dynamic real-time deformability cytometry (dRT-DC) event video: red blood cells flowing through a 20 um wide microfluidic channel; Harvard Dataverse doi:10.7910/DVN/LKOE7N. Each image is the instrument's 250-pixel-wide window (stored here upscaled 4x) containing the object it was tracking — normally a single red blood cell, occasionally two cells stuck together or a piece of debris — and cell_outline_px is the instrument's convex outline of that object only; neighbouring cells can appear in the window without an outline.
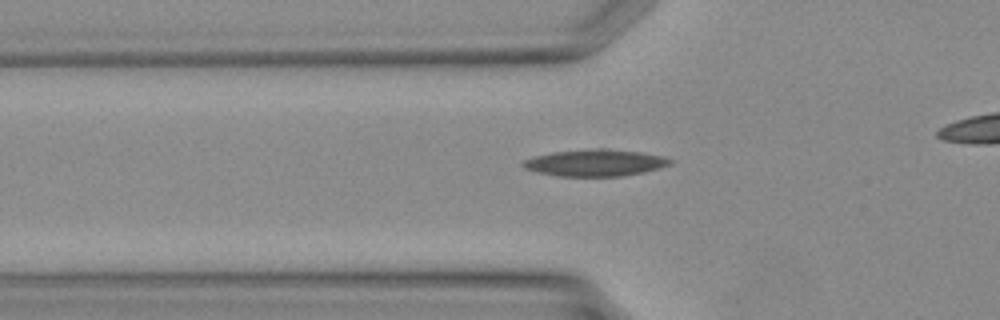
{"species": "Egyptian fruit bat (a non-hibernating species)", "species_latin": "Rousettus aegyptiacus", "temperature_condition": "warm", "stored_images_in_passage": 4, "camera_frame_rate_fps": 3000, "um_per_image_px": 0.085, "animal": {"sex": "female"}, "frame": {"image": 1, "passage_image": 3, "time_ms": 0.667, "image_size_px": [1000, 320], "cell_outline_px": [[672, 164], [660, 168], [644, 172], [620, 176], [556, 176], [536, 172], [524, 168], [520, 164], [524, 160], [536, 156], [552, 152], [596, 148], [604, 148], [640, 152], [660, 156], [672, 160]], "centroid_in_image_um": [50.57, 13.84], "position_along_channel_um": 75.2, "area_um2": 22.89}}